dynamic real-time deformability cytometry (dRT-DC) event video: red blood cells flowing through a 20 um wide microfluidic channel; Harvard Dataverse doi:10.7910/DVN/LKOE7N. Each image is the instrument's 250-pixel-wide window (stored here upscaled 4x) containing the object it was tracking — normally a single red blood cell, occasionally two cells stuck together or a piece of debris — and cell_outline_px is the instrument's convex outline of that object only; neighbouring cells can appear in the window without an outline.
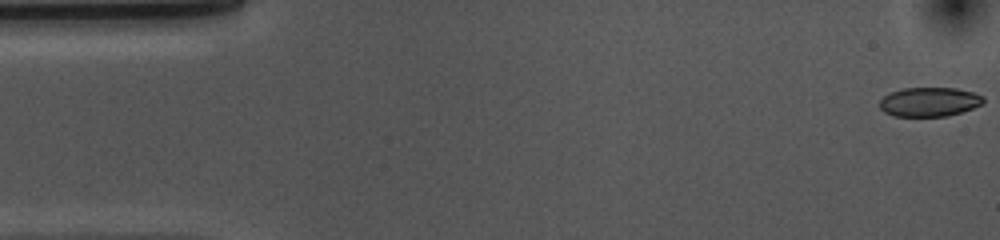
{"species": "common noctule bat (a hibernating species)", "species_latin": "Nyctalus noctula", "temperature_condition": "cold", "stored_images_in_passage": 54, "camera_frame_rate_fps": 3000, "um_per_image_px": 0.085, "animal": {"sex": "female", "body_mass_g": 10.0, "forearm_length_mm": 53.1}, "frame": {"image": 1, "passage_image": 1, "time_ms": 0.0, "image_size_px": [1000, 240], "cell_outline_px": [[984, 100], [980, 104], [972, 108], [948, 116], [892, 116], [884, 112], [880, 108], [880, 100], [884, 96], [892, 92], [904, 88], [956, 88], [972, 92], [984, 96]], "centroid_in_image_um": [78.98, 8.66], "position_along_channel_um": 6.0, "area_um2": 17.51}}
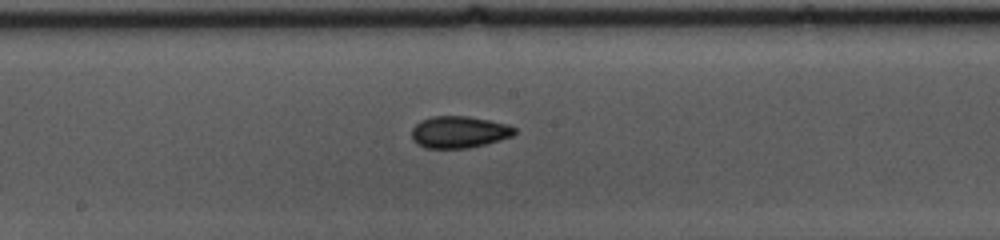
{"frame": {"image": 2, "passage_image": 27, "time_ms": 8.667, "image_size_px": [1000, 240], "cell_outline_px": [[516, 132], [512, 136], [500, 140], [468, 148], [424, 148], [416, 144], [412, 140], [412, 128], [420, 120], [432, 116], [468, 116], [508, 124], [516, 128]], "centroid_in_image_um": [39.0, 11.22], "position_along_channel_um": 209.2, "area_um2": 19.19}}
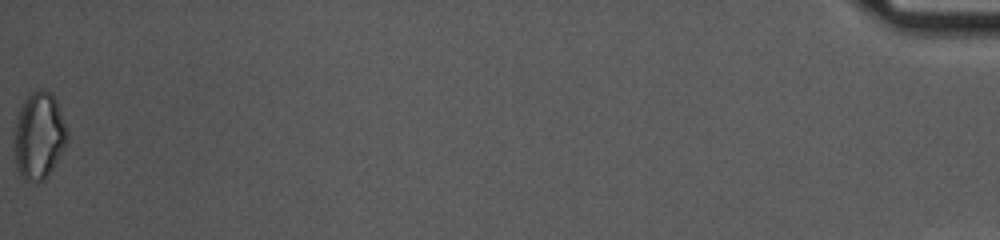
{"frame": {"image": 3, "passage_image": 54, "time_ms": 17.667, "image_size_px": [1000, 240], "cell_outline_px": [[68, 140], [64, 148], [48, 176], [44, 180], [36, 184], [24, 180], [20, 176], [16, 168], [12, 144], [16, 120], [20, 108], [24, 100], [32, 92], [40, 88], [44, 88], [52, 92], [56, 100], [68, 128]], "centroid_in_image_um": [3.3, 11.56], "position_along_channel_um": 431.9, "area_um2": 27.69}, "authors_computed_cell_mechanics": {"area_um2": 18.9584, "velocity_mm_per_s": 3.6739, "shape_relaxation_time_tau1_ms": 8.8738, "shape_relaxation_time_tau2_ms": 6.732, "deformation_change_tau1": 0.14, "deformation_change_tau2": 0.0938}}